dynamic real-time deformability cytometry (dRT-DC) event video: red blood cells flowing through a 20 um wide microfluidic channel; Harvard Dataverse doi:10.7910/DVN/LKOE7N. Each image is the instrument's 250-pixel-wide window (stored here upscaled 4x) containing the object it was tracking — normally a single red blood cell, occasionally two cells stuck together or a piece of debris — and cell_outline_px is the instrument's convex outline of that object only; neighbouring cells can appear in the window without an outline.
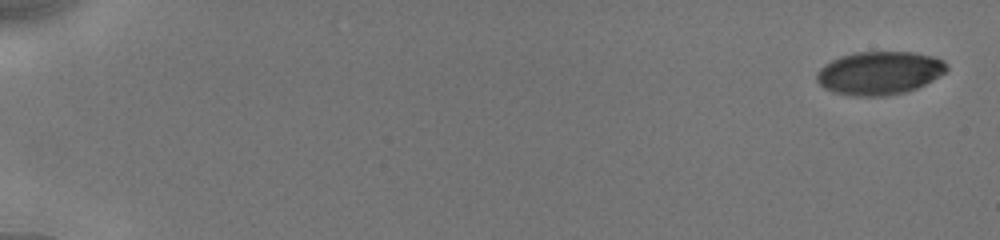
{"species": "human", "species_latin": "Homo sapiens", "temperature_condition": "cold", "stored_images_in_passage": 38, "camera_frame_rate_fps": 3000, "um_per_image_px": 0.085, "donor": {"sex": "male"}, "frame": {"image": 1, "passage_image": 1, "time_ms": 0.0, "image_size_px": [1000, 240], "cell_outline_px": [[948, 68], [944, 72], [932, 80], [916, 88], [904, 92], [884, 96], [852, 96], [832, 92], [824, 88], [816, 80], [816, 72], [824, 64], [840, 56], [856, 52], [912, 52], [932, 56], [944, 60], [948, 64]], "centroid_in_image_um": [74.72, 6.2], "position_along_channel_um": 10.3, "area_um2": 32.77}}
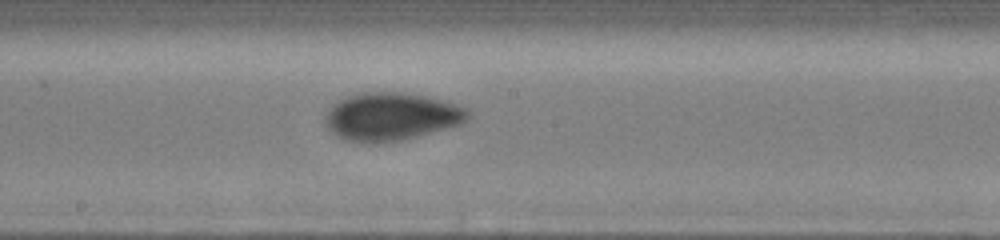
{"frame": {"image": 2, "passage_image": 22, "time_ms": 10.0, "image_size_px": [1000, 240], "cell_outline_px": [[472, 116], [460, 124], [416, 136], [400, 140], [344, 140], [336, 136], [328, 128], [324, 120], [324, 116], [328, 108], [332, 104], [348, 96], [364, 92], [408, 92], [428, 96], [444, 100], [456, 104], [464, 108]], "centroid_in_image_um": [33.25, 9.86], "position_along_channel_um": 215.0, "area_um2": 39.19}}
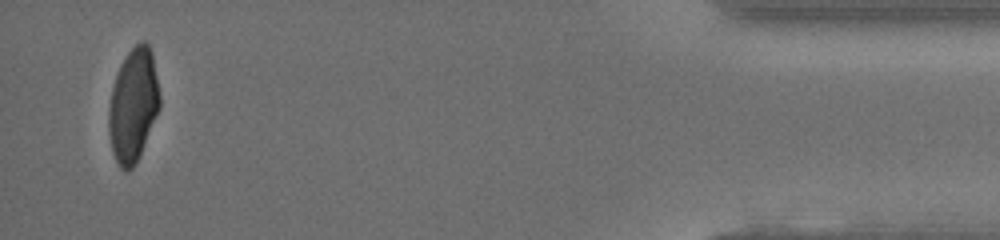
{"frame": {"image": 3, "passage_image": 38, "time_ms": 17.0, "image_size_px": [1000, 240], "cell_outline_px": [[160, 108], [140, 156], [132, 168], [120, 168], [112, 152], [108, 132], [108, 108], [112, 88], [120, 64], [128, 52], [140, 40], [144, 40], [148, 44], [152, 52], [160, 96]], "centroid_in_image_um": [11.32, 8.93], "position_along_channel_um": 423.9, "area_um2": 33.76}, "authors_computed_cell_mechanics": {"area_um2": 36.0961, "velocity_mm_per_s": 3.9252, "shape_relaxation_time_tau1_ms": 4.2933, "shape_relaxation_time_tau2_ms": 1.2682, "deformation_change_tau1": 0.1497, "deformation_change_tau2": 0.0421}}